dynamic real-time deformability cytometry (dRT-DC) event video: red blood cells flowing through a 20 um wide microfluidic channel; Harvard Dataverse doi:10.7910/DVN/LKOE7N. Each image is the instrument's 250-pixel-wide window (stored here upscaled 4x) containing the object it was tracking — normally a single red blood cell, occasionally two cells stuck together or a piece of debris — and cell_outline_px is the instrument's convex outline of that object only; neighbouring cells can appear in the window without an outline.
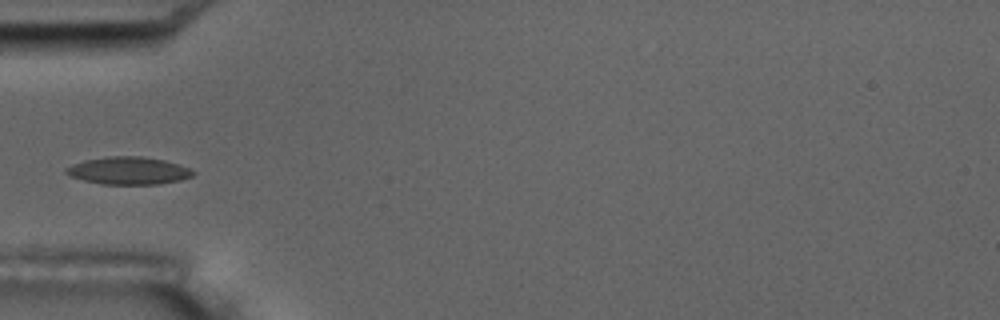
{"species": "common noctule bat (a hibernating species)", "species_latin": "Nyctalus noctula", "temperature_condition": "room temperature", "stored_images_in_passage": 2, "camera_frame_rate_fps": 3000, "um_per_image_px": 0.085, "animal": {"sex": "male", "body_mass_g": 17.5, "forearm_length_mm": 52.3}, "frame": {"image": 1, "passage_image": 2, "time_ms": 1.333, "image_size_px": [1000, 320], "cell_outline_px": [[196, 172], [192, 176], [180, 180], [156, 184], [100, 184], [84, 180], [72, 176], [64, 172], [64, 168], [72, 164], [84, 160], [108, 156], [140, 156], [164, 160], [192, 168]], "centroid_in_image_um": [10.93, 14.5], "position_along_channel_um": 74.1, "area_um2": 20.4}}